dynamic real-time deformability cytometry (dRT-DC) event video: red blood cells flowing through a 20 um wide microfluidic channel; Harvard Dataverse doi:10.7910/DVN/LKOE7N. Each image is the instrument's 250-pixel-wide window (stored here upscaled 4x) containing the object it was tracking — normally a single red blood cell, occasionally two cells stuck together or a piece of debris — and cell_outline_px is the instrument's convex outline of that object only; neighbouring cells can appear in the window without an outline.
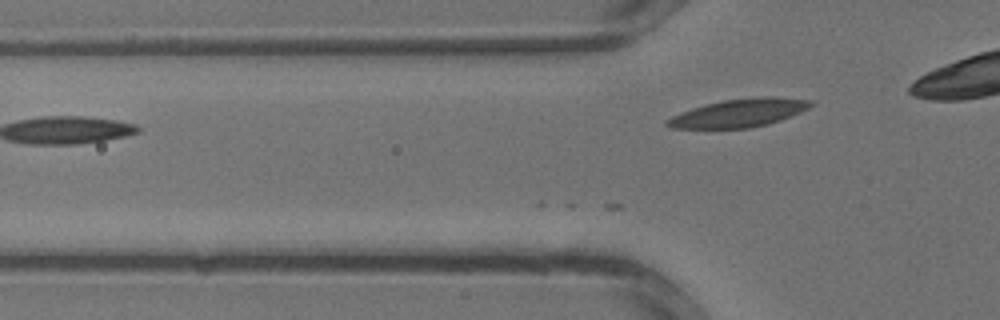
{"species": "common noctule bat (a hibernating species)", "species_latin": "Nyctalus noctula", "temperature_condition": "warm", "stored_images_in_passage": 14, "camera_frame_rate_fps": 3000, "um_per_image_px": 0.085, "animal": {"sex": "male", "body_mass_g": 13.3}, "frame": {"image": 1, "passage_image": 3, "time_ms": 0.667, "image_size_px": [1000, 320], "cell_outline_px": [[812, 104], [808, 108], [800, 112], [780, 120], [768, 124], [748, 128], [672, 128], [664, 124], [664, 120], [680, 112], [692, 108], [724, 100], [760, 96], [772, 96], [812, 100]], "centroid_in_image_um": [62.8, 9.6], "position_along_channel_um": 63.0, "area_um2": 23.41}}
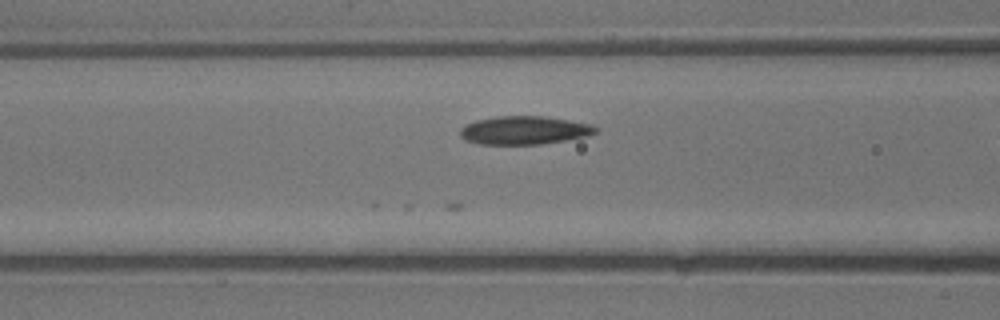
{"frame": {"image": 2, "passage_image": 6, "time_ms": 1.667, "image_size_px": [1000, 320], "cell_outline_px": [[596, 132], [588, 136], [540, 144], [480, 144], [464, 140], [460, 136], [460, 128], [464, 124], [476, 120], [496, 116], [544, 116], [592, 124], [596, 128]], "centroid_in_image_um": [44.51, 11.07], "position_along_channel_um": 122.1, "area_um2": 22.37}}
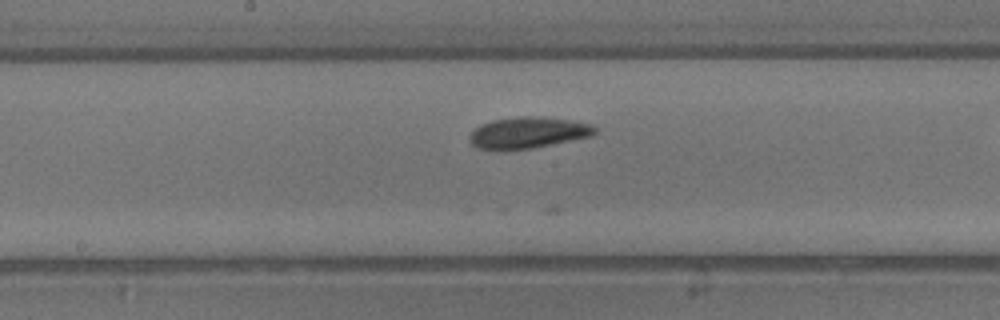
{"frame": {"image": 3, "passage_image": 10, "time_ms": 3.0, "image_size_px": [1000, 320], "cell_outline_px": [[596, 132], [592, 136], [532, 148], [500, 152], [496, 152], [476, 148], [468, 140], [468, 136], [480, 124], [492, 120], [520, 116], [532, 116], [568, 120], [592, 124], [596, 128]], "centroid_in_image_um": [44.8, 11.31], "position_along_channel_um": 203.4, "area_um2": 23.24}}